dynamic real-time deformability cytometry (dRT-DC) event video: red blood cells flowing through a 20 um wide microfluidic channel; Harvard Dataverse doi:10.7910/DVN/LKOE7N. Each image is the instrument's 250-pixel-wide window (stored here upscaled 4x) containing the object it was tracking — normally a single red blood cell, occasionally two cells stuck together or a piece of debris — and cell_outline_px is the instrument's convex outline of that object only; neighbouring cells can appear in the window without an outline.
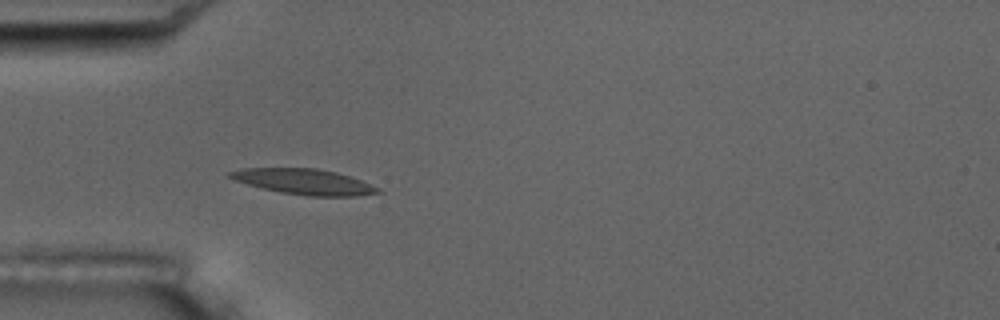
{"species": "common noctule bat (a hibernating species)", "species_latin": "Nyctalus noctula", "temperature_condition": "room temperature", "stored_images_in_passage": 4, "camera_frame_rate_fps": 3000, "um_per_image_px": 0.085, "animal": {"sex": "male", "body_mass_g": 17.5, "forearm_length_mm": 52.3}, "frame": {"image": 1, "passage_image": 4, "time_ms": 3.333, "image_size_px": [1000, 320], "cell_outline_px": [[384, 192], [356, 196], [308, 196], [280, 192], [248, 184], [236, 180], [228, 176], [228, 172], [244, 168], [316, 168], [336, 172], [360, 180], [380, 188]], "centroid_in_image_um": [25.88, 15.45], "position_along_channel_um": 59.1, "area_um2": 21.79}}